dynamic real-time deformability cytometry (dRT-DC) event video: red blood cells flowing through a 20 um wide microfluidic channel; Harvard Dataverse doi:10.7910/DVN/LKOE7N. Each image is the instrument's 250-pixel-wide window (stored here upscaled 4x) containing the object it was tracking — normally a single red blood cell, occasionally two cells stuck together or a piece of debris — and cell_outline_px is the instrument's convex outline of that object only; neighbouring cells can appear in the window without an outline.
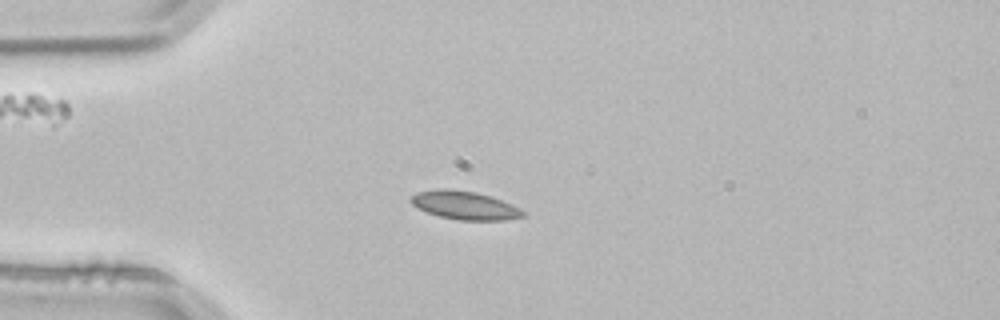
{"species": "common noctule bat (a hibernating species)", "species_latin": "Nyctalus noctula", "temperature_condition": "room temperature", "stored_images_in_passage": 1, "camera_frame_rate_fps": 3000, "um_per_image_px": 0.085, "animal": {"sex": "male", "body_mass_g": 21.5, "forearm_length_mm": 52.0}, "frame": {"image": 1, "passage_image": 1, "time_ms": 0.0, "image_size_px": [1000, 320], "cell_outline_px": [[528, 216], [508, 220], [460, 220], [440, 216], [428, 212], [412, 204], [408, 200], [416, 192], [436, 188], [448, 188], [476, 192], [512, 204], [528, 212]], "centroid_in_image_um": [39.54, 17.45], "position_along_channel_um": 45.5, "area_um2": 18.67}}